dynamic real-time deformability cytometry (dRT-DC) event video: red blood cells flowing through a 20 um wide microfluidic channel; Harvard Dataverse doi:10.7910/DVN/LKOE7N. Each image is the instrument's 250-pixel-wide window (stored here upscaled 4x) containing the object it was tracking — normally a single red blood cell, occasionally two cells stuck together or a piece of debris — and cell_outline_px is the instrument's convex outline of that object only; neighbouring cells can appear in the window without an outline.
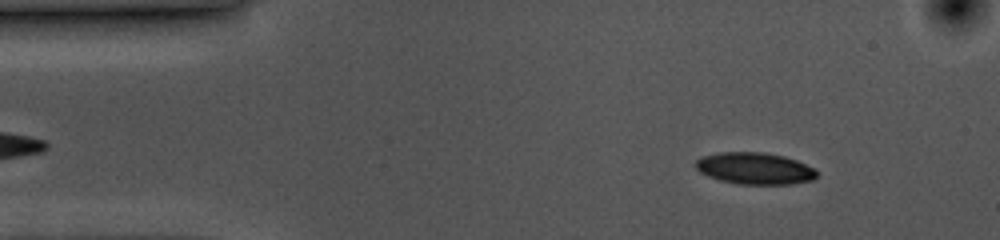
{"species": "common noctule bat (a hibernating species)", "species_latin": "Nyctalus noctula", "temperature_condition": "cold", "stored_images_in_passage": 53, "camera_frame_rate_fps": 3000, "um_per_image_px": 0.085, "animal": {"sex": "female", "body_mass_g": 10.0, "forearm_length_mm": 53.1}, "frame": {"image": 1, "passage_image": 5, "time_ms": 1.333, "image_size_px": [1000, 240], "cell_outline_px": [[816, 176], [812, 180], [792, 184], [736, 184], [720, 180], [708, 176], [700, 172], [696, 168], [696, 160], [700, 156], [720, 152], [764, 152], [784, 156], [796, 160], [812, 168], [816, 172]], "centroid_in_image_um": [64.11, 14.31], "position_along_channel_um": 20.9, "area_um2": 22.37}}
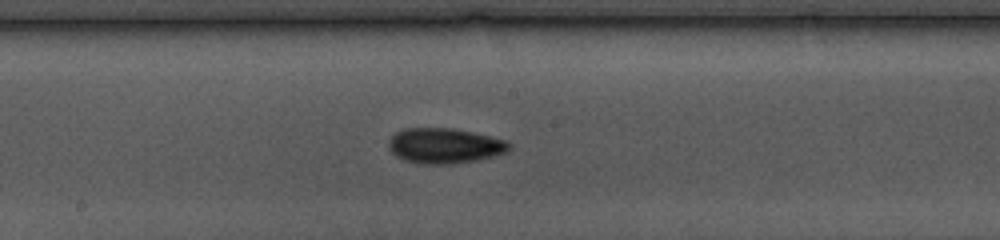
{"frame": {"image": 2, "passage_image": 26, "time_ms": 8.333, "image_size_px": [1000, 240], "cell_outline_px": [[512, 148], [504, 152], [492, 156], [476, 160], [452, 164], [420, 164], [404, 160], [396, 156], [388, 148], [388, 140], [396, 132], [404, 128], [452, 128], [508, 140]], "centroid_in_image_um": [37.76, 12.39], "position_along_channel_um": 210.4, "area_um2": 24.8}}
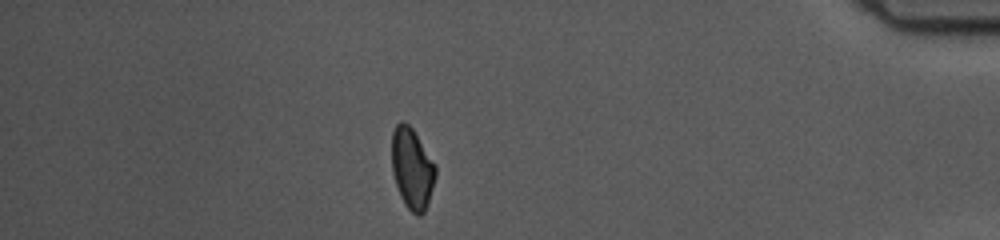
{"frame": {"image": 3, "passage_image": 46, "time_ms": 15.0, "image_size_px": [1000, 240], "cell_outline_px": [[436, 176], [424, 212], [420, 216], [416, 216], [404, 204], [400, 196], [392, 172], [392, 132], [396, 124], [400, 120], [404, 120], [412, 128], [436, 164]], "centroid_in_image_um": [35.02, 14.3], "position_along_channel_um": 400.2, "area_um2": 20.69}, "authors_computed_cell_mechanics": {"area_um2": 22.253, "velocity_mm_per_s": 3.5708, "shape_relaxation_time_tau1_ms": 5.5181, "shape_relaxation_time_tau2_ms": 3.8511, "deformation_change_tau1": 0.1183, "deformation_change_tau2": 0.0908}}